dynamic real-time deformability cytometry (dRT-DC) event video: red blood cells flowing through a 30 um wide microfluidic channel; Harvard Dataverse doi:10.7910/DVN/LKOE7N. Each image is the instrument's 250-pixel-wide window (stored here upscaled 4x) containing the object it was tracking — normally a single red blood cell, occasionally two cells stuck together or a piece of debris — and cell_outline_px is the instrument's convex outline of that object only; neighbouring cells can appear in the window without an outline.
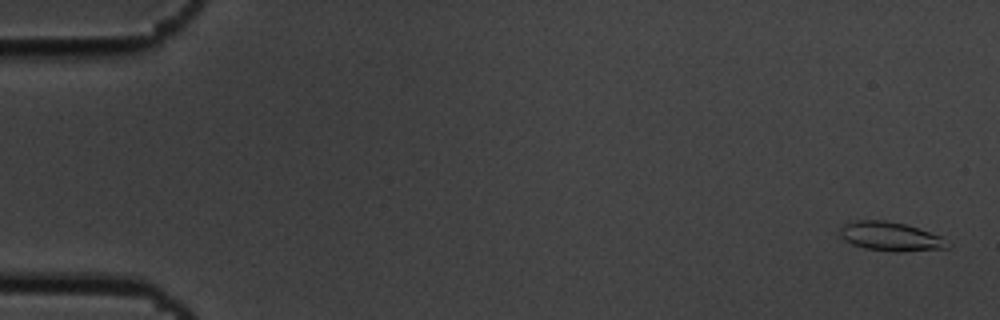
{"species": "common noctule bat (a hibernating species)", "species_latin": "Nyctalus noctula", "temperature_condition": "cold", "stored_images_in_passage": 56, "camera_frame_rate_fps": 3000, "um_per_image_px": 0.085, "animal": {"sex": "male", "body_mass_g": 19.5, "forearm_length_mm": 54.6}, "frame": {"image": 1, "passage_image": 2, "time_ms": 0.333, "image_size_px": [1000, 320], "cell_outline_px": [[952, 244], [948, 248], [900, 252], [892, 252], [864, 248], [852, 244], [844, 240], [840, 236], [840, 228], [844, 224], [856, 220], [884, 220], [904, 224], [940, 236]], "centroid_in_image_um": [75.68, 20.11], "position_along_channel_um": 9.3, "area_um2": 18.15}}
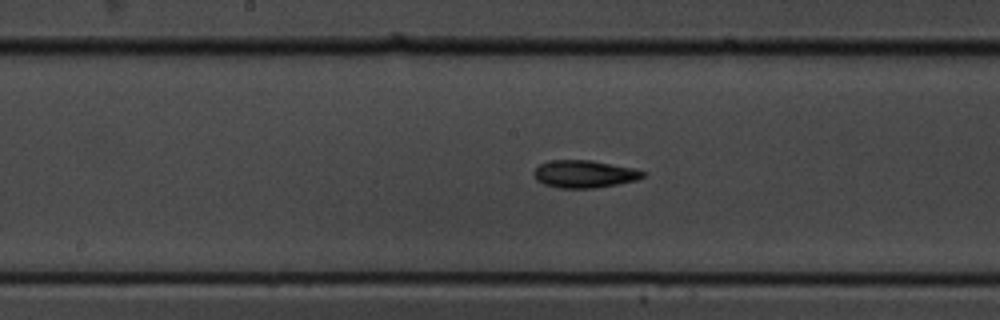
{"frame": {"image": 2, "passage_image": 29, "time_ms": 9.333, "image_size_px": [1000, 320], "cell_outline_px": [[644, 176], [636, 180], [596, 188], [560, 188], [544, 184], [536, 180], [532, 172], [540, 164], [552, 160], [592, 160], [632, 168], [644, 172]], "centroid_in_image_um": [49.62, 14.79], "position_along_channel_um": 198.6, "area_um2": 17.34}}
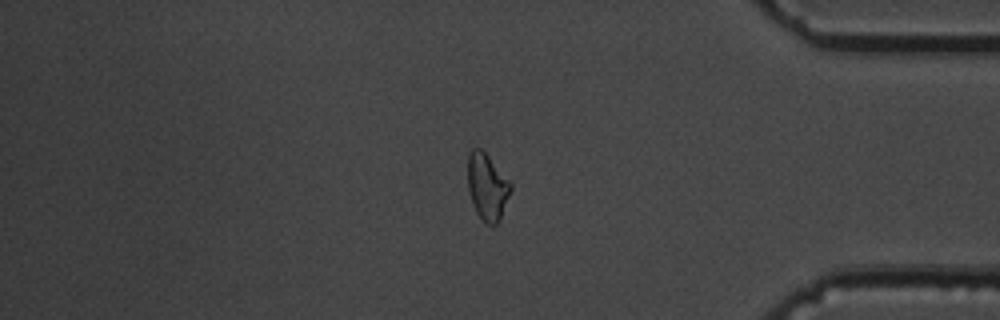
{"frame": {"image": 3, "passage_image": 47, "time_ms": 15.333, "image_size_px": [1000, 320], "cell_outline_px": [[512, 188], [500, 220], [492, 228], [480, 220], [472, 204], [468, 192], [468, 152], [472, 148], [480, 148], [488, 156], [512, 184]], "centroid_in_image_um": [41.4, 15.93], "position_along_channel_um": 393.8, "area_um2": 16.88}, "authors_computed_cell_mechanics": {"area_um2": 17.34, "velocity_mm_per_s": 3.6508, "shape_relaxation_time_tau1_ms": 3.5722, "shape_relaxation_time_tau2_ms": 8.1788, "deformation_change_tau1": 0.107, "deformation_change_tau2": 0.1436}}